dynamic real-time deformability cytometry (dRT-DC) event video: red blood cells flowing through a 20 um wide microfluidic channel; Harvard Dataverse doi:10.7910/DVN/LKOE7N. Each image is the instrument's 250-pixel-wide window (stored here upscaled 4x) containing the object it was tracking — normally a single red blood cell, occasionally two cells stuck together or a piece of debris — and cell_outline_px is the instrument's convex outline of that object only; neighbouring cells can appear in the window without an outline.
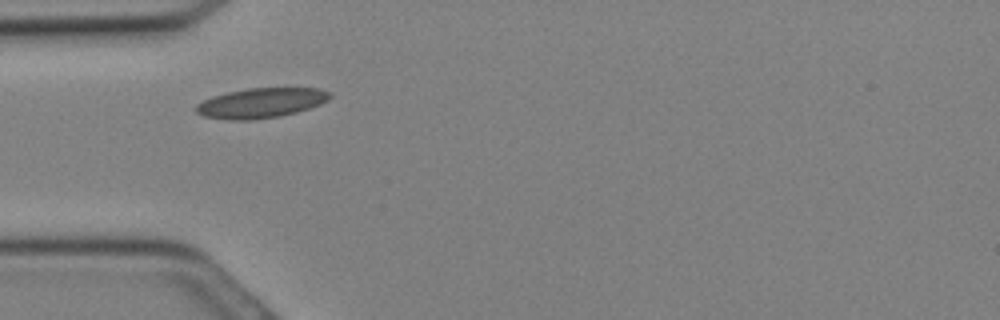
{"species": "Egyptian fruit bat (a non-hibernating species)", "species_latin": "Rousettus aegyptiacus", "temperature_condition": "cold", "stored_images_in_passage": 23, "camera_frame_rate_fps": 3000, "um_per_image_px": 0.085, "animal": {"sex": "female"}, "frame": {"image": 1, "passage_image": 2, "time_ms": 0.333, "image_size_px": [1000, 320], "cell_outline_px": [[332, 96], [328, 100], [320, 104], [296, 112], [280, 116], [252, 120], [228, 120], [204, 116], [196, 112], [196, 104], [212, 96], [228, 92], [248, 88], [320, 88], [332, 92]], "centroid_in_image_um": [22.2, 8.75], "position_along_channel_um": 62.8, "area_um2": 23.35}}
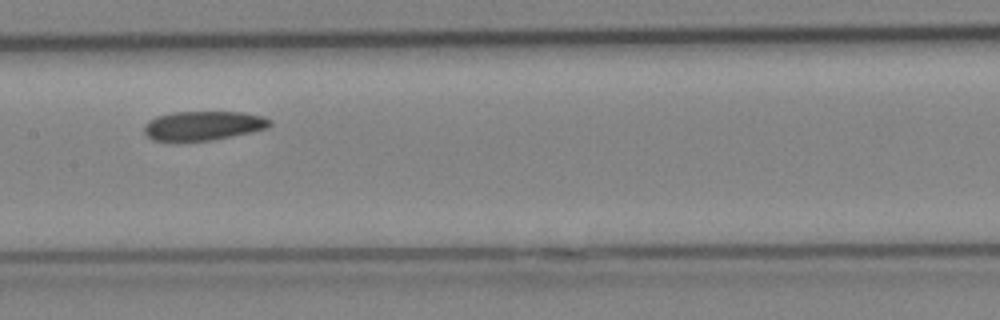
{"frame": {"image": 2, "passage_image": 8, "time_ms": 2.333, "image_size_px": [1000, 320], "cell_outline_px": [[272, 124], [268, 128], [252, 132], [212, 140], [176, 144], [152, 140], [144, 132], [144, 124], [148, 120], [156, 116], [172, 112], [240, 112], [264, 116], [272, 120]], "centroid_in_image_um": [17.22, 10.72], "position_along_channel_um": 190.2, "area_um2": 22.25}}
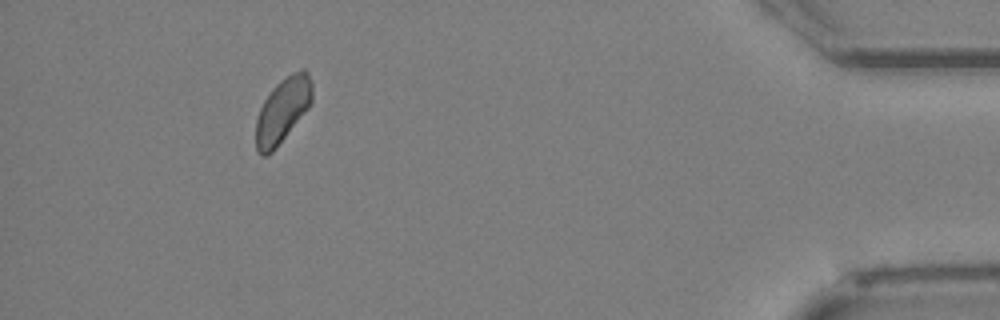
{"frame": {"image": 3, "passage_image": 21, "time_ms": 6.667, "image_size_px": [1000, 320], "cell_outline_px": [[312, 104], [276, 148], [268, 156], [260, 156], [256, 152], [256, 120], [260, 108], [264, 100], [272, 88], [280, 80], [292, 72], [300, 68], [304, 68], [308, 72], [312, 80]], "centroid_in_image_um": [24.03, 9.37], "position_along_channel_um": 411.2, "area_um2": 21.62}}